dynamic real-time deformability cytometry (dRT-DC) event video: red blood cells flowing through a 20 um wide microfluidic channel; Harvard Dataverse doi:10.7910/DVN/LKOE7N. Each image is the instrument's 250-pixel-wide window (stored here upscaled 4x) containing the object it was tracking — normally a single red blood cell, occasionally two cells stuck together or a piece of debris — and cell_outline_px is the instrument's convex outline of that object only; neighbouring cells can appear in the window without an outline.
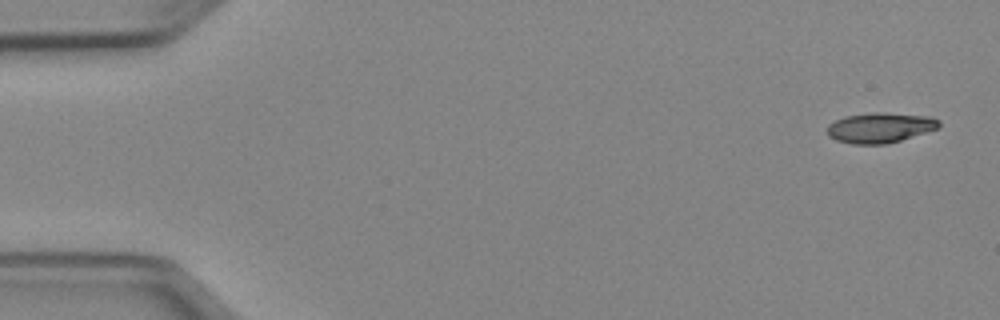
{"species": "Egyptian fruit bat (a non-hibernating species)", "species_latin": "Rousettus aegyptiacus", "temperature_condition": "cold", "stored_images_in_passage": 50, "camera_frame_rate_fps": 3000, "um_per_image_px": 0.085, "animal": {"sex": "female"}, "frame": {"image": 1, "passage_image": 1, "time_ms": 0.0, "image_size_px": [1000, 320], "cell_outline_px": [[940, 124], [936, 128], [900, 140], [884, 144], [852, 144], [836, 140], [828, 136], [828, 124], [844, 116], [876, 112], [884, 112], [928, 116], [940, 120]], "centroid_in_image_um": [74.76, 10.84], "position_along_channel_um": 10.2, "area_um2": 19.42}}
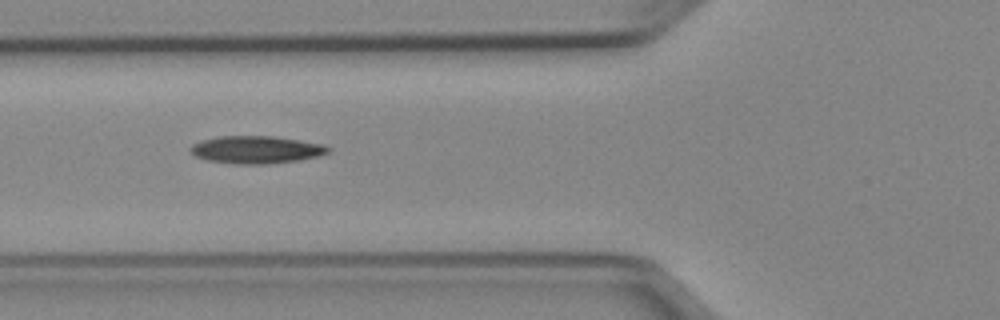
{"frame": {"image": 2, "passage_image": 18, "time_ms": 5.667, "image_size_px": [1000, 320], "cell_outline_px": [[332, 148], [328, 152], [320, 156], [300, 160], [268, 164], [232, 164], [208, 160], [196, 156], [188, 148], [192, 144], [204, 140], [220, 136], [272, 136], [300, 140], [324, 144]], "centroid_in_image_um": [21.82, 12.73], "position_along_channel_um": 104.0, "area_um2": 22.2}}
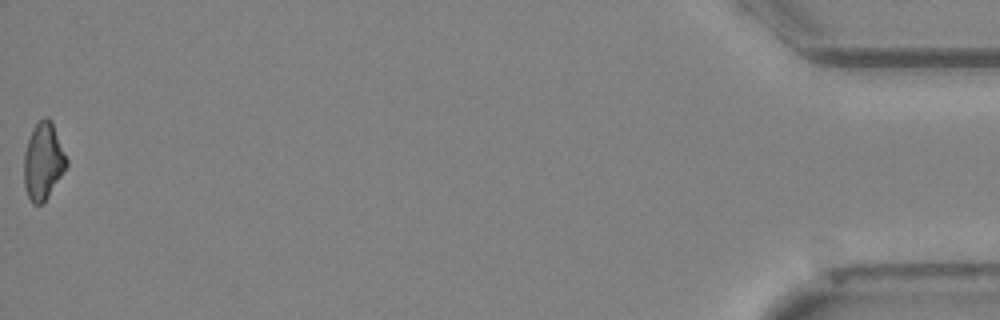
{"frame": {"image": 3, "passage_image": 50, "time_ms": 16.333, "image_size_px": [1000, 320], "cell_outline_px": [[68, 164], [48, 196], [40, 204], [32, 204], [28, 196], [24, 184], [24, 152], [32, 128], [44, 116], [48, 116], [52, 120], [68, 160]], "centroid_in_image_um": [3.67, 13.66], "position_along_channel_um": 431.5, "area_um2": 19.02}, "authors_computed_cell_mechanics": {"area_um2": 20.3456, "velocity_mm_per_s": 3.9909, "shape_relaxation_time_tau1_ms": 7.3533, "shape_relaxation_time_tau2_ms": null, "deformation_change_tau1": 0.1895, "deformation_change_tau2": null}}